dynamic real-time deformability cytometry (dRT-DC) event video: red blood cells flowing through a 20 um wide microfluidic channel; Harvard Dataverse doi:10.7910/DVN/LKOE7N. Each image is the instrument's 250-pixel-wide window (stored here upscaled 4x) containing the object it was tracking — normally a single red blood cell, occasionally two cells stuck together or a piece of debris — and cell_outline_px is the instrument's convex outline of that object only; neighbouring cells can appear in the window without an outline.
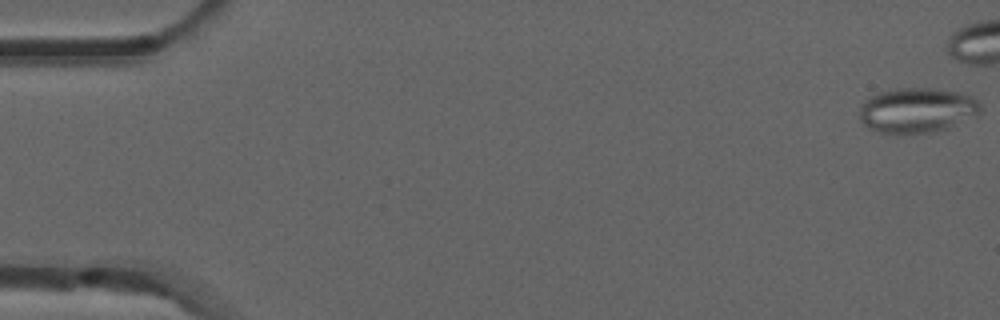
{"species": "common noctule bat (a hibernating species)", "species_latin": "Nyctalus noctula", "temperature_condition": "room temperature", "stored_images_in_passage": 42, "segment_of_instrument_passage": [1, 2], "camera_frame_rate_fps": 3000, "um_per_image_px": 0.085, "animal": {"sex": "male", "forearm_length_mm": 52.5}, "frame": {"image": 1, "passage_image": 1, "time_ms": 0.0, "image_size_px": [1000, 320], "cell_outline_px": [[980, 112], [948, 128], [928, 132], [900, 136], [880, 132], [868, 128], [860, 120], [860, 104], [864, 100], [880, 92], [896, 88], [932, 88], [956, 92], [972, 96], [980, 104]], "centroid_in_image_um": [77.88, 9.39], "position_along_channel_um": 7.1, "area_um2": 31.85}}